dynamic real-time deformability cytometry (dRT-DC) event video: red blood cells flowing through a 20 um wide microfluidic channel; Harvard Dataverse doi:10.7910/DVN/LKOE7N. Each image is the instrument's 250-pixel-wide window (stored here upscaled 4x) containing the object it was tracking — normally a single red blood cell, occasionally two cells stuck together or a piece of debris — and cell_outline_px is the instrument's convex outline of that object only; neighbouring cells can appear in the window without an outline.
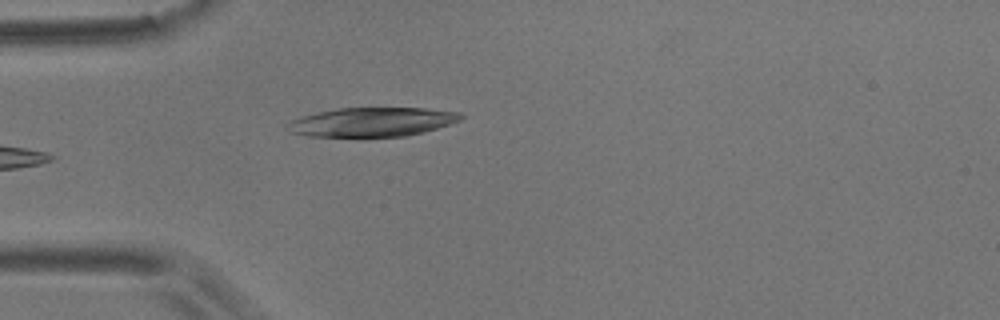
{"species": "common noctule bat (a hibernating species)", "species_latin": "Nyctalus noctula", "temperature_condition": "room temperature", "stored_images_in_passage": 2, "camera_frame_rate_fps": 3000, "um_per_image_px": 0.085, "animal": {"sex": "male", "body_mass_g": 17.9}, "frame": {"image": 1, "passage_image": 2, "time_ms": 0.333, "image_size_px": [1000, 320], "cell_outline_px": [[464, 116], [460, 120], [424, 132], [404, 136], [308, 136], [292, 132], [284, 128], [284, 124], [292, 120], [316, 112], [340, 108], [424, 108], [460, 112]], "centroid_in_image_um": [31.6, 10.36], "position_along_channel_um": 53.4, "area_um2": 29.19}}